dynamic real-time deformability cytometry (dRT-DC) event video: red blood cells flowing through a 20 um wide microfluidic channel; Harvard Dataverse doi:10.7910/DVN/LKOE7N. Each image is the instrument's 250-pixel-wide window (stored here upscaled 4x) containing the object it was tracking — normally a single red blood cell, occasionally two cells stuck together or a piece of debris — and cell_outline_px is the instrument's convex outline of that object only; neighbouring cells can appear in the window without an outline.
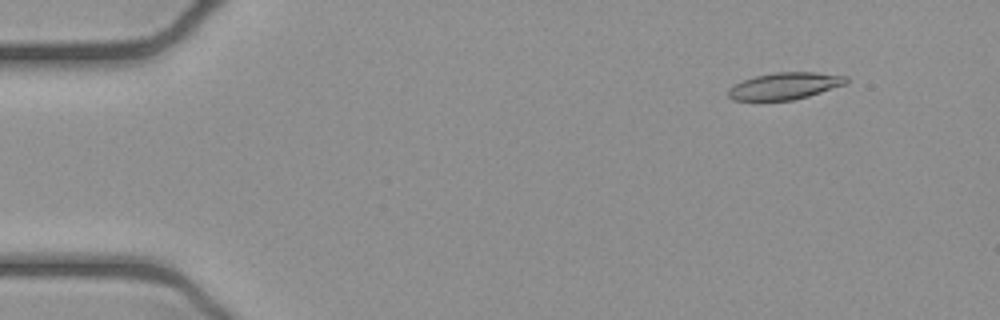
{"species": "common noctule bat (a hibernating species)", "species_latin": "Nyctalus noctula", "temperature_condition": "cold", "stored_images_in_passage": 53, "camera_frame_rate_fps": 3000, "um_per_image_px": 0.085, "animal": {"sex": "female", "body_mass_g": 21.9}, "frame": {"image": 1, "passage_image": 6, "time_ms": 1.667, "image_size_px": [1000, 320], "cell_outline_px": [[848, 84], [808, 96], [792, 100], [732, 100], [728, 96], [728, 88], [744, 80], [756, 76], [776, 72], [816, 72], [848, 76]], "centroid_in_image_um": [66.75, 7.3], "position_along_channel_um": 18.2, "area_um2": 18.44}}
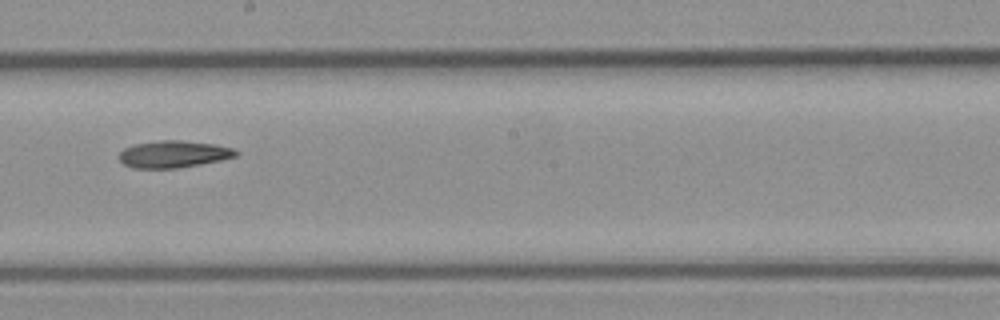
{"frame": {"image": 2, "passage_image": 30, "time_ms": 9.667, "image_size_px": [1000, 320], "cell_outline_px": [[240, 152], [236, 156], [220, 160], [200, 164], [176, 168], [132, 168], [124, 164], [120, 160], [120, 152], [124, 148], [132, 144], [160, 140], [180, 140], [212, 144], [232, 148]], "centroid_in_image_um": [14.72, 13.1], "position_along_channel_um": 233.5, "area_um2": 18.26}}
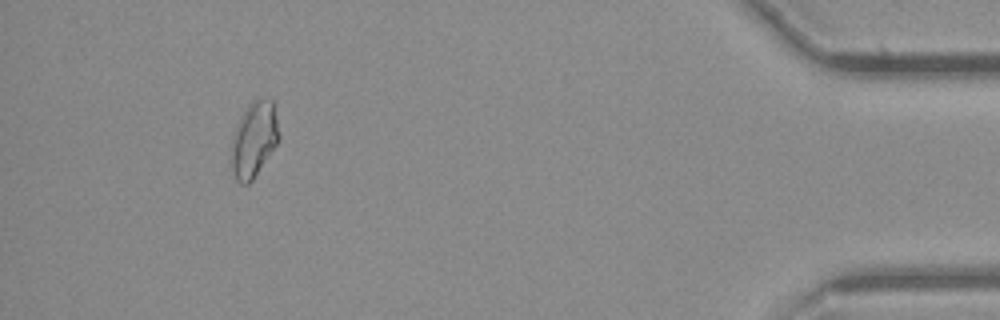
{"frame": {"image": 3, "passage_image": 49, "time_ms": 16.0, "image_size_px": [1000, 320], "cell_outline_px": [[280, 140], [252, 180], [248, 184], [240, 184], [236, 180], [232, 172], [232, 140], [236, 124], [240, 116], [248, 104], [252, 100], [272, 100], [276, 116], [280, 136]], "centroid_in_image_um": [21.58, 11.86], "position_along_channel_um": 413.6, "area_um2": 20.81}}